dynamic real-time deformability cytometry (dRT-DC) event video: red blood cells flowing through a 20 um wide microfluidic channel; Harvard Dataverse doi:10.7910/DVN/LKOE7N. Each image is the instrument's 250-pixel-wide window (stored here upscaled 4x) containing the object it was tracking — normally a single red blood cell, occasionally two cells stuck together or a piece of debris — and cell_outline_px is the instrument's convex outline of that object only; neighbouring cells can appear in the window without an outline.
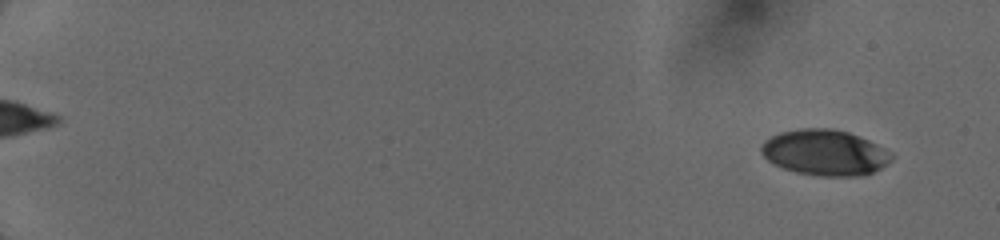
{"species": "human", "species_latin": "Homo sapiens", "temperature_condition": "cold", "stored_images_in_passage": 14, "camera_frame_rate_fps": 3000, "um_per_image_px": 0.085, "donor": {"sex": "female"}, "frame": {"image": 1, "passage_image": 2, "time_ms": 0.333, "image_size_px": [1000, 240], "cell_outline_px": [[896, 156], [892, 160], [880, 168], [864, 176], [820, 176], [796, 172], [784, 168], [768, 160], [760, 152], [760, 144], [764, 140], [780, 132], [800, 128], [832, 128], [848, 132], [868, 140], [892, 152]], "centroid_in_image_um": [70.12, 12.96], "position_along_channel_um": 14.9, "area_um2": 34.85}}
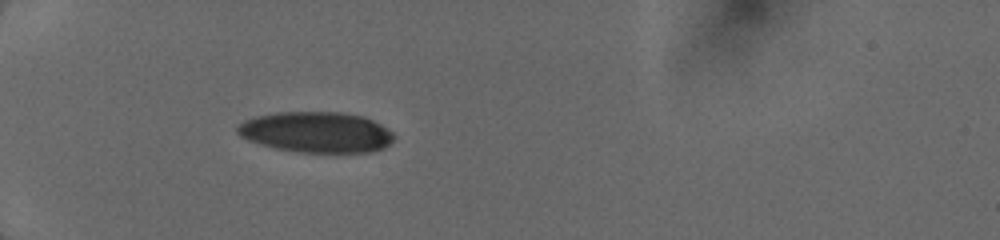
{"frame": {"image": 2, "passage_image": 10, "time_ms": 5.333, "image_size_px": [1000, 240], "cell_outline_px": [[396, 136], [384, 148], [372, 152], [300, 152], [276, 148], [260, 144], [248, 140], [240, 136], [236, 132], [236, 124], [244, 120], [256, 116], [276, 112], [340, 112], [364, 116], [388, 128]], "centroid_in_image_um": [26.87, 11.23], "position_along_channel_um": 58.1, "area_um2": 37.34}}
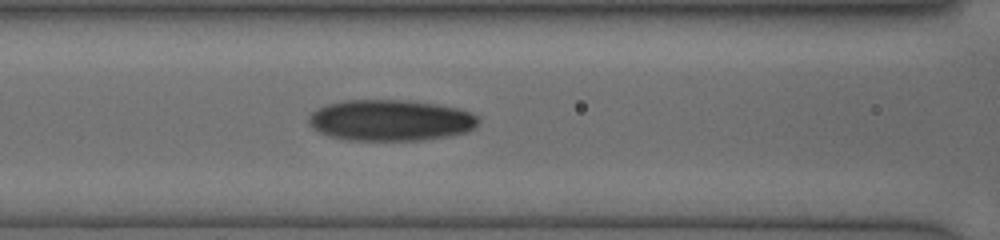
{"frame": {"image": 3, "passage_image": 14, "time_ms": 7.667, "image_size_px": [1000, 240], "cell_outline_px": [[480, 120], [476, 128], [468, 132], [448, 136], [424, 140], [348, 140], [328, 136], [312, 128], [308, 124], [308, 116], [316, 108], [328, 104], [344, 100], [408, 100], [436, 104], [460, 108], [480, 116]], "centroid_in_image_um": [33.22, 10.22], "position_along_channel_um": 133.4, "area_um2": 41.21}}